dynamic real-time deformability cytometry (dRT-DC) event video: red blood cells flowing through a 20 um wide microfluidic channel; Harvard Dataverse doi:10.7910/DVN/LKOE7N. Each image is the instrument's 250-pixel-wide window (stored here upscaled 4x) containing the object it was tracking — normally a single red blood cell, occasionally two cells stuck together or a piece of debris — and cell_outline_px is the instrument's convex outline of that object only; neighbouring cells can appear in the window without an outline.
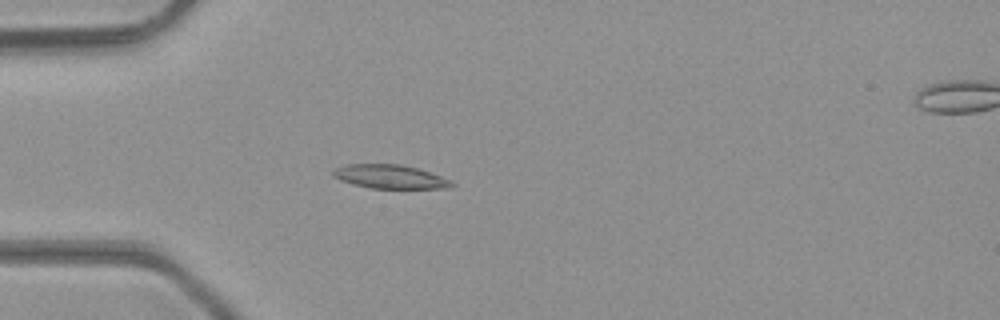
{"species": "common noctule bat (a hibernating species)", "species_latin": "Nyctalus noctula", "temperature_condition": "room temperature", "stored_images_in_passage": 49, "camera_frame_rate_fps": 3000, "um_per_image_px": 0.085, "animal": {"sex": "male", "body_mass_g": 23.1, "forearm_length_mm": 52.7}, "frame": {"image": 1, "passage_image": 15, "time_ms": 4.667, "image_size_px": [1000, 320], "cell_outline_px": [[456, 184], [452, 188], [372, 188], [352, 184], [340, 180], [332, 176], [332, 172], [336, 168], [348, 164], [400, 164], [416, 168], [452, 180]], "centroid_in_image_um": [33.16, 15.02], "position_along_channel_um": 51.8, "area_um2": 16.36}}
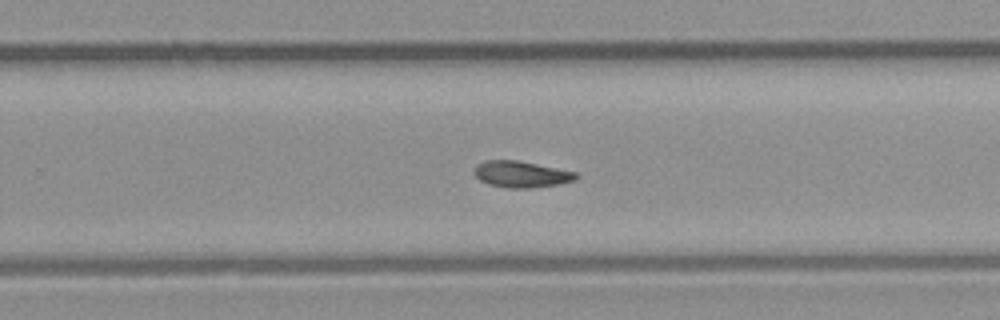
{"frame": {"image": 2, "passage_image": 32, "time_ms": 10.333, "image_size_px": [1000, 320], "cell_outline_px": [[580, 176], [576, 180], [560, 184], [532, 188], [508, 188], [488, 184], [480, 180], [476, 176], [476, 164], [484, 160], [516, 160], [576, 172]], "centroid_in_image_um": [44.34, 14.82], "position_along_channel_um": 285.5, "area_um2": 15.61}}
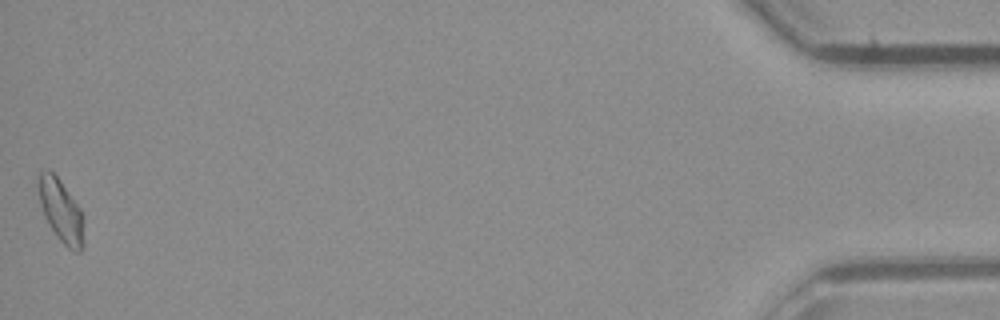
{"frame": {"image": 3, "passage_image": 49, "time_ms": 16.0, "image_size_px": [1000, 320], "cell_outline_px": [[84, 244], [80, 252], [76, 252], [68, 248], [56, 236], [44, 216], [40, 204], [36, 184], [36, 176], [40, 172], [48, 168], [60, 180], [80, 208], [84, 216]], "centroid_in_image_um": [5.17, 17.9], "position_along_channel_um": 430.0, "area_um2": 17.05}}